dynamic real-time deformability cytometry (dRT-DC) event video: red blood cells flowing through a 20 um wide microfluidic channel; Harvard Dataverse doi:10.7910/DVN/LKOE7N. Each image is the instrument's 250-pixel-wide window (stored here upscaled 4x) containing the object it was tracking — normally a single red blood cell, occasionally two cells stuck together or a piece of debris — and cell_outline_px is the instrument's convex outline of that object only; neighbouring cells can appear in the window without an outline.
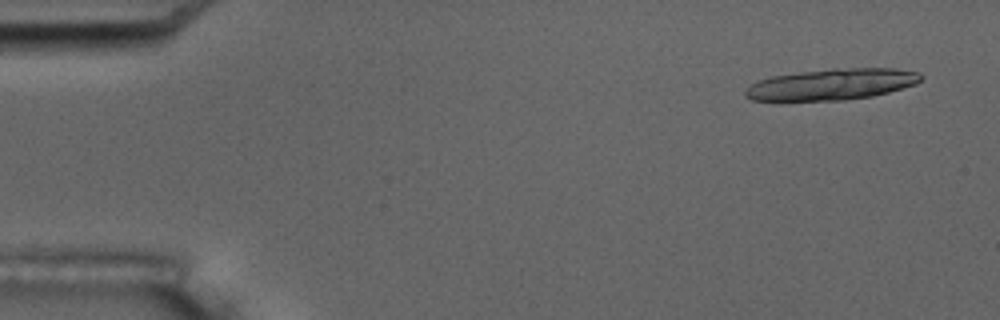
{"species": "common noctule bat (a hibernating species)", "species_latin": "Nyctalus noctula", "temperature_condition": "room temperature", "stored_images_in_passage": 6, "camera_frame_rate_fps": 3000, "um_per_image_px": 0.085, "animal": {"sex": "male", "body_mass_g": 17.5, "forearm_length_mm": 52.3}, "frame": {"image": 1, "passage_image": 1, "time_ms": 0.0, "image_size_px": [1000, 320], "cell_outline_px": [[924, 76], [916, 84], [888, 92], [872, 96], [844, 100], [752, 100], [744, 96], [744, 92], [756, 80], [768, 76], [832, 68], [896, 68], [920, 72]], "centroid_in_image_um": [70.71, 7.15], "position_along_channel_um": 14.3, "area_um2": 32.02}}